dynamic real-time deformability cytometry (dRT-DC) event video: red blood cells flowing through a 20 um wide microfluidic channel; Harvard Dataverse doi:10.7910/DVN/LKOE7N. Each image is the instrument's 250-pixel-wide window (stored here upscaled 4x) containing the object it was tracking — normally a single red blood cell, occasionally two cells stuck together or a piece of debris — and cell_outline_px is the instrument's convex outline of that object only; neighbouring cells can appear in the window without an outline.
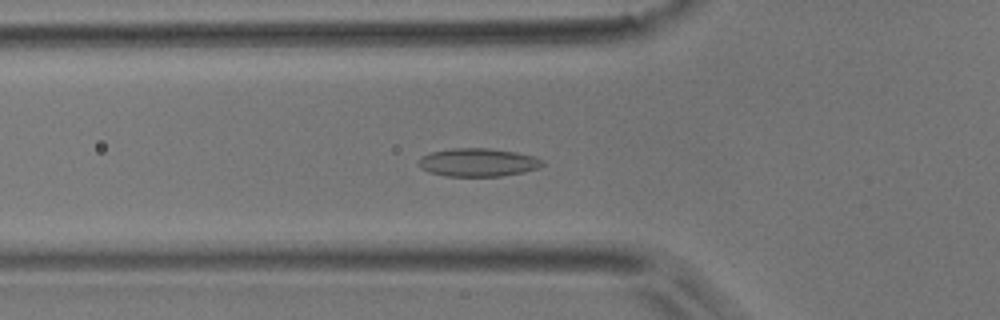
{"species": "common noctule bat (a hibernating species)", "species_latin": "Nyctalus noctula", "temperature_condition": "room temperature", "stored_images_in_passage": 53, "camera_frame_rate_fps": 3000, "um_per_image_px": 0.085, "animal": {"sex": "male", "body_mass_g": 17.9}, "frame": {"image": 1, "passage_image": 18, "time_ms": 5.667, "image_size_px": [1000, 320], "cell_outline_px": [[544, 164], [540, 168], [524, 172], [500, 176], [444, 176], [428, 172], [420, 168], [416, 164], [416, 160], [420, 156], [432, 152], [452, 148], [488, 148], [516, 152], [536, 156], [544, 160]], "centroid_in_image_um": [40.61, 13.8], "position_along_channel_um": 85.2, "area_um2": 20.75}}
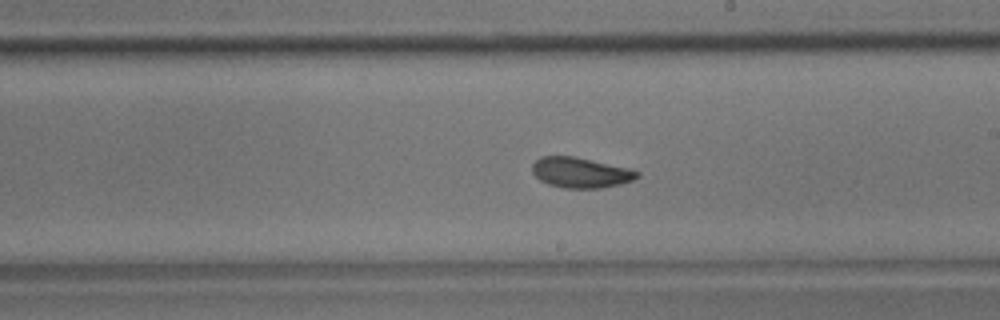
{"frame": {"image": 2, "passage_image": 30, "time_ms": 9.667, "image_size_px": [1000, 320], "cell_outline_px": [[640, 176], [632, 180], [620, 184], [600, 188], [564, 188], [548, 184], [540, 180], [532, 172], [532, 164], [540, 156], [576, 156], [632, 168], [640, 172]], "centroid_in_image_um": [49.38, 14.65], "position_along_channel_um": 239.6, "area_um2": 18.84}}
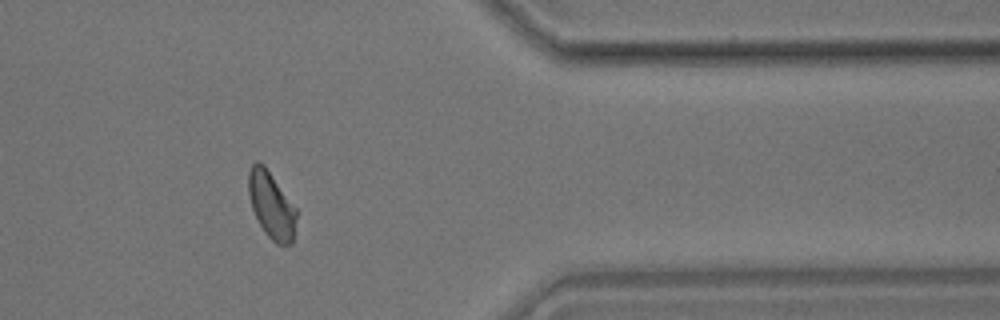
{"frame": {"image": 3, "passage_image": 43, "time_ms": 14.0, "image_size_px": [1000, 320], "cell_outline_px": [[300, 212], [292, 244], [276, 244], [264, 232], [252, 208], [248, 192], [248, 172], [252, 164], [256, 160], [260, 160], [264, 164]], "centroid_in_image_um": [23.11, 17.43], "position_along_channel_um": 388.3, "area_um2": 19.13}, "authors_computed_cell_mechanics": {"area_um2": 18.9584, "velocity_mm_per_s": 3.8514, "shape_relaxation_time_tau1_ms": 5.144, "shape_relaxation_time_tau2_ms": 1.2487, "deformation_change_tau1": 0.118, "deformation_change_tau2": 0.0613}}